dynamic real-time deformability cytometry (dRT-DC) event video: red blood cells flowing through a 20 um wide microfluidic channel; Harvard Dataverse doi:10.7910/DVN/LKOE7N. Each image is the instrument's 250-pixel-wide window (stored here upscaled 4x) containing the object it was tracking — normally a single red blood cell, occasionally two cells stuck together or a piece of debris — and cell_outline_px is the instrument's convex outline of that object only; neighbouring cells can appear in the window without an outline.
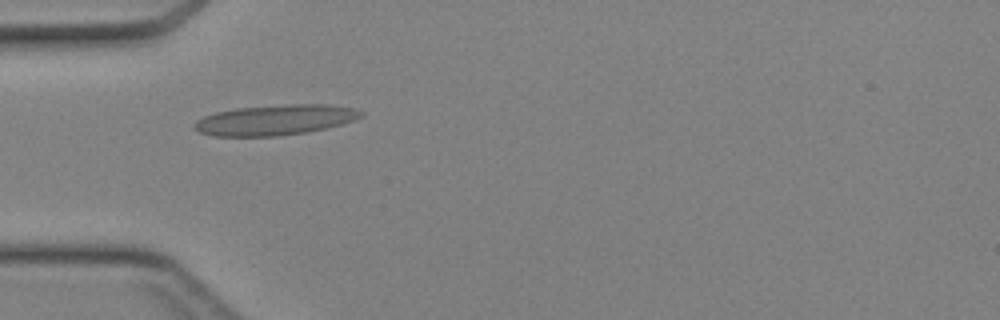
{"species": "Egyptian fruit bat (a non-hibernating species)", "species_latin": "Rousettus aegyptiacus", "temperature_condition": "cold", "stored_images_in_passage": 34, "camera_frame_rate_fps": 3000, "um_per_image_px": 0.085, "animal": {"sex": "female"}, "frame": {"image": 1, "passage_image": 3, "time_ms": 0.667, "image_size_px": [1000, 320], "cell_outline_px": [[364, 116], [340, 124], [324, 128], [304, 132], [276, 136], [212, 136], [200, 132], [192, 124], [196, 120], [204, 116], [216, 112], [236, 108], [288, 104], [332, 104], [352, 108], [364, 112]], "centroid_in_image_um": [23.37, 10.18], "position_along_channel_um": 61.6, "area_um2": 29.3}}
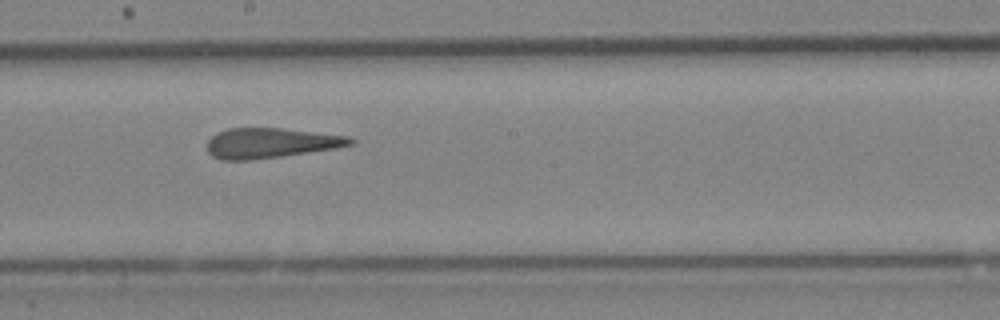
{"frame": {"image": 2, "passage_image": 14, "time_ms": 4.333, "image_size_px": [1000, 320], "cell_outline_px": [[356, 144], [336, 148], [280, 156], [248, 160], [220, 160], [212, 156], [208, 152], [208, 140], [212, 136], [228, 128], [280, 128], [348, 136], [356, 140]], "centroid_in_image_um": [23.02, 12.16], "position_along_channel_um": 225.2, "area_um2": 24.91}}
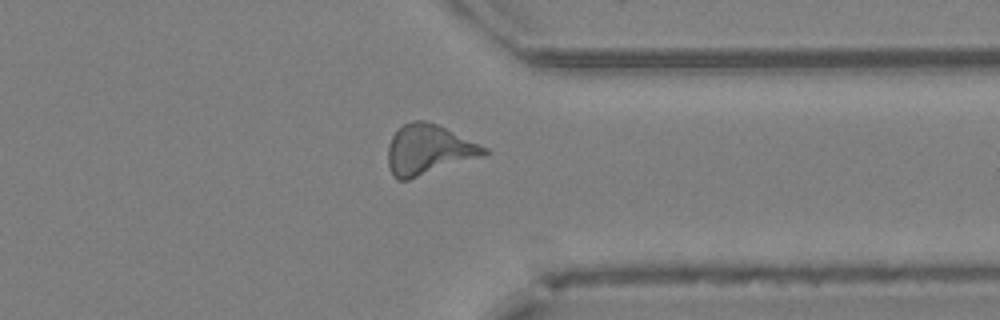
{"frame": {"image": 3, "passage_image": 24, "time_ms": 7.667, "image_size_px": [1000, 320], "cell_outline_px": [[488, 152], [480, 156], [408, 180], [396, 180], [392, 176], [388, 164], [388, 144], [392, 136], [404, 124], [412, 120], [424, 120], [436, 124], [488, 148]], "centroid_in_image_um": [36.36, 12.73], "position_along_channel_um": 375.0, "area_um2": 27.51}}